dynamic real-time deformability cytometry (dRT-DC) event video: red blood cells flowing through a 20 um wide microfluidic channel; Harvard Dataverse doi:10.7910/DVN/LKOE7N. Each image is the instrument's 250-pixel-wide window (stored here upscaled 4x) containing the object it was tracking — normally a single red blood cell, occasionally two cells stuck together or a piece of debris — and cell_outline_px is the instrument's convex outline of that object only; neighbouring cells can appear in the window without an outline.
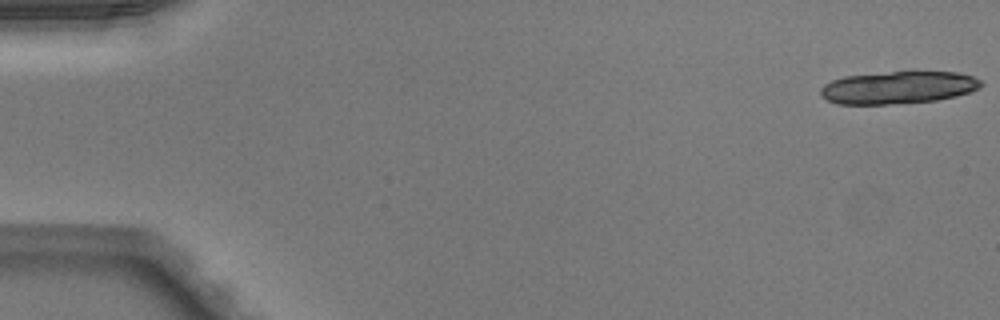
{"species": "Egyptian fruit bat (a non-hibernating species)", "species_latin": "Rousettus aegyptiacus", "temperature_condition": "warm", "stored_images_in_passage": 18, "camera_frame_rate_fps": 3000, "um_per_image_px": 0.085, "animal": {"sex": "male"}, "frame": {"image": 1, "passage_image": 1, "time_ms": 0.0, "image_size_px": [1000, 320], "cell_outline_px": [[984, 84], [980, 88], [956, 96], [936, 100], [888, 104], [836, 104], [820, 96], [820, 88], [824, 84], [832, 80], [844, 76], [892, 72], [956, 72], [972, 76], [980, 80]], "centroid_in_image_um": [76.32, 7.44], "position_along_channel_um": 8.7, "area_um2": 30.23}}